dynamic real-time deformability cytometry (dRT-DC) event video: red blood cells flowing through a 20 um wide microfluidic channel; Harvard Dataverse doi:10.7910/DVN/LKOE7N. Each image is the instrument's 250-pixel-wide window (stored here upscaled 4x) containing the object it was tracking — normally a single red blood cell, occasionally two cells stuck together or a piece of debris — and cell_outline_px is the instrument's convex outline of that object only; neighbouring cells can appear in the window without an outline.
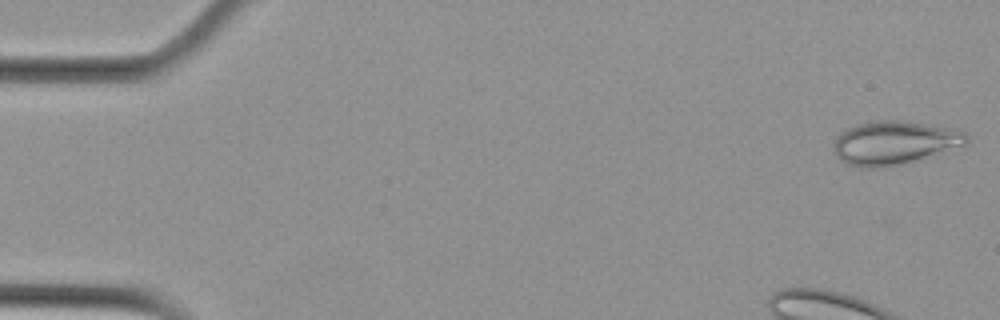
{"species": "Egyptian fruit bat (a non-hibernating species)", "species_latin": "Rousettus aegyptiacus", "temperature_condition": "cold", "stored_images_in_passage": 5, "camera_frame_rate_fps": 3000, "um_per_image_px": 0.085, "animal": {"sex": "female"}, "frame": {"image": 1, "passage_image": 1, "time_ms": 0.0, "image_size_px": [1000, 320], "cell_outline_px": [[968, 140], [964, 144], [904, 164], [884, 168], [860, 168], [844, 164], [836, 156], [836, 136], [844, 128], [856, 124], [872, 120], [900, 120], [952, 128], [964, 132], [968, 136]], "centroid_in_image_um": [75.95, 12.14], "position_along_channel_um": 9.1, "area_um2": 33.76}}